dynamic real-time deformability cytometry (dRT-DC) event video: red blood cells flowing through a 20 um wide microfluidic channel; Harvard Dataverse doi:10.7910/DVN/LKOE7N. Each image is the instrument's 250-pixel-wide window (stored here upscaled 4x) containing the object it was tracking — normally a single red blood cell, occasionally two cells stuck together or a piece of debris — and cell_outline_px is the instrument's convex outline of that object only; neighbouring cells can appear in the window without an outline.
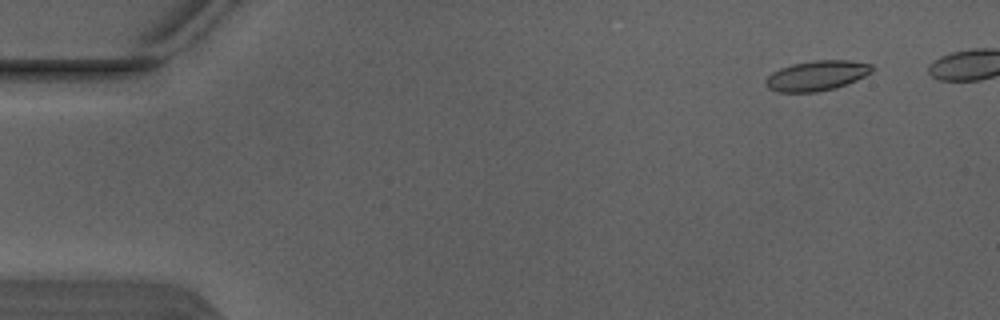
{"species": "Egyptian fruit bat (a non-hibernating species)", "species_latin": "Rousettus aegyptiacus", "temperature_condition": "warm", "stored_images_in_passage": 5, "camera_frame_rate_fps": 3000, "um_per_image_px": 0.085, "animal": {"sex": "male"}, "frame": {"image": 1, "passage_image": 1, "time_ms": 0.0, "image_size_px": [1000, 320], "cell_outline_px": [[872, 72], [856, 80], [836, 88], [816, 92], [776, 92], [768, 88], [764, 84], [764, 80], [772, 72], [780, 68], [792, 64], [812, 60], [848, 60], [872, 64]], "centroid_in_image_um": [69.39, 6.43], "position_along_channel_um": 15.6, "area_um2": 18.73}}